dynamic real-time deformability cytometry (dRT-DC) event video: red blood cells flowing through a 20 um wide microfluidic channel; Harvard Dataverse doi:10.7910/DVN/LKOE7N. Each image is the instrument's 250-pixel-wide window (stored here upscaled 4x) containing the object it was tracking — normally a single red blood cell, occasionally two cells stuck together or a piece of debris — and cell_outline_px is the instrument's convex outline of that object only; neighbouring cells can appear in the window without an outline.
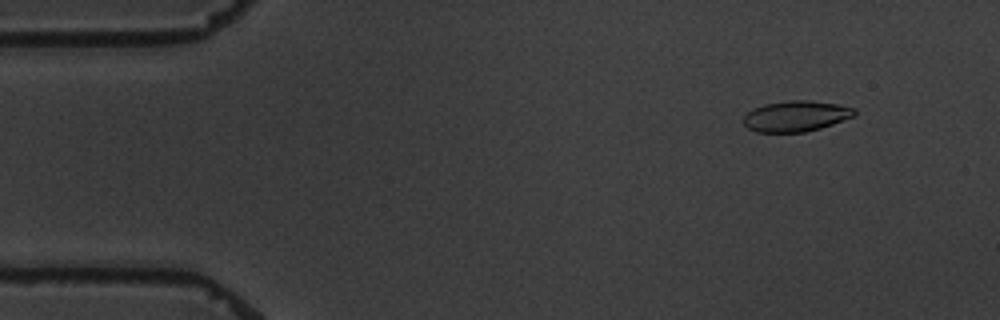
{"species": "common noctule bat (a hibernating species)", "species_latin": "Nyctalus noctula", "temperature_condition": "warm", "stored_images_in_passage": 5, "camera_frame_rate_fps": 3000, "um_per_image_px": 0.085, "animal": {"sex": "male", "body_mass_g": 19.5, "forearm_length_mm": 54.6}, "frame": {"image": 1, "passage_image": 2, "time_ms": 1.0, "image_size_px": [1000, 320], "cell_outline_px": [[856, 112], [852, 116], [832, 124], [820, 128], [804, 132], [756, 132], [748, 128], [744, 124], [744, 116], [752, 108], [764, 104], [788, 100], [808, 100], [836, 104], [856, 108]], "centroid_in_image_um": [67.62, 9.86], "position_along_channel_um": 17.4, "area_um2": 19.77}}